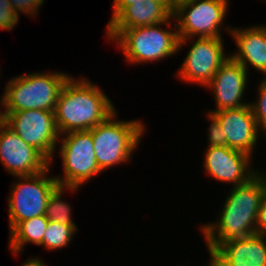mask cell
Here are the masks:
<instances>
[{
  "instance_id": "1",
  "label": "cell",
  "mask_w": 266,
  "mask_h": 266,
  "mask_svg": "<svg viewBox=\"0 0 266 266\" xmlns=\"http://www.w3.org/2000/svg\"><path fill=\"white\" fill-rule=\"evenodd\" d=\"M260 173L243 185L233 186L219 219L201 226L210 255L227 241L255 234L257 214L266 193V175Z\"/></svg>"
},
{
  "instance_id": "2",
  "label": "cell",
  "mask_w": 266,
  "mask_h": 266,
  "mask_svg": "<svg viewBox=\"0 0 266 266\" xmlns=\"http://www.w3.org/2000/svg\"><path fill=\"white\" fill-rule=\"evenodd\" d=\"M116 109L110 98L87 78L72 76L60 91L54 115L59 134L90 130L106 121Z\"/></svg>"
},
{
  "instance_id": "3",
  "label": "cell",
  "mask_w": 266,
  "mask_h": 266,
  "mask_svg": "<svg viewBox=\"0 0 266 266\" xmlns=\"http://www.w3.org/2000/svg\"><path fill=\"white\" fill-rule=\"evenodd\" d=\"M170 19H174L172 15L165 23L156 25L129 28V29H106L108 40L113 39L123 51L126 61L130 64L145 63L159 61L165 57H170L178 53L179 36L177 24L174 26L175 31L162 29L159 26L167 25L172 28Z\"/></svg>"
},
{
  "instance_id": "4",
  "label": "cell",
  "mask_w": 266,
  "mask_h": 266,
  "mask_svg": "<svg viewBox=\"0 0 266 266\" xmlns=\"http://www.w3.org/2000/svg\"><path fill=\"white\" fill-rule=\"evenodd\" d=\"M71 76L62 72L33 73L8 81L2 96V113L40 109L55 111L64 84Z\"/></svg>"
},
{
  "instance_id": "5",
  "label": "cell",
  "mask_w": 266,
  "mask_h": 266,
  "mask_svg": "<svg viewBox=\"0 0 266 266\" xmlns=\"http://www.w3.org/2000/svg\"><path fill=\"white\" fill-rule=\"evenodd\" d=\"M113 113L106 121L89 131L92 133L97 164L104 171L126 163L140 144L145 126L142 121H120Z\"/></svg>"
},
{
  "instance_id": "6",
  "label": "cell",
  "mask_w": 266,
  "mask_h": 266,
  "mask_svg": "<svg viewBox=\"0 0 266 266\" xmlns=\"http://www.w3.org/2000/svg\"><path fill=\"white\" fill-rule=\"evenodd\" d=\"M229 0H186L176 5L173 20L177 21L178 50L195 37H222Z\"/></svg>"
},
{
  "instance_id": "7",
  "label": "cell",
  "mask_w": 266,
  "mask_h": 266,
  "mask_svg": "<svg viewBox=\"0 0 266 266\" xmlns=\"http://www.w3.org/2000/svg\"><path fill=\"white\" fill-rule=\"evenodd\" d=\"M49 167L41 173L16 176L8 198L10 231L19 223L45 215L49 195L58 186L54 177H46ZM21 181V182H20Z\"/></svg>"
},
{
  "instance_id": "8",
  "label": "cell",
  "mask_w": 266,
  "mask_h": 266,
  "mask_svg": "<svg viewBox=\"0 0 266 266\" xmlns=\"http://www.w3.org/2000/svg\"><path fill=\"white\" fill-rule=\"evenodd\" d=\"M65 135H62V140L59 139L62 144L59 154L64 176L55 178L60 186L79 188L102 170L97 164L92 133L89 130L73 131Z\"/></svg>"
},
{
  "instance_id": "9",
  "label": "cell",
  "mask_w": 266,
  "mask_h": 266,
  "mask_svg": "<svg viewBox=\"0 0 266 266\" xmlns=\"http://www.w3.org/2000/svg\"><path fill=\"white\" fill-rule=\"evenodd\" d=\"M2 121L22 140L37 149L50 163L53 162L54 151L61 138L54 111L30 109L2 113Z\"/></svg>"
},
{
  "instance_id": "10",
  "label": "cell",
  "mask_w": 266,
  "mask_h": 266,
  "mask_svg": "<svg viewBox=\"0 0 266 266\" xmlns=\"http://www.w3.org/2000/svg\"><path fill=\"white\" fill-rule=\"evenodd\" d=\"M190 43L192 46L177 76L185 82L206 87L230 55L224 54L222 37H198Z\"/></svg>"
},
{
  "instance_id": "11",
  "label": "cell",
  "mask_w": 266,
  "mask_h": 266,
  "mask_svg": "<svg viewBox=\"0 0 266 266\" xmlns=\"http://www.w3.org/2000/svg\"><path fill=\"white\" fill-rule=\"evenodd\" d=\"M0 162L13 176L33 175L46 170L50 162L0 121Z\"/></svg>"
},
{
  "instance_id": "12",
  "label": "cell",
  "mask_w": 266,
  "mask_h": 266,
  "mask_svg": "<svg viewBox=\"0 0 266 266\" xmlns=\"http://www.w3.org/2000/svg\"><path fill=\"white\" fill-rule=\"evenodd\" d=\"M205 153L206 173L217 181L239 186L247 183L259 173L258 170L250 169L252 157L241 151L227 146H208Z\"/></svg>"
},
{
  "instance_id": "13",
  "label": "cell",
  "mask_w": 266,
  "mask_h": 266,
  "mask_svg": "<svg viewBox=\"0 0 266 266\" xmlns=\"http://www.w3.org/2000/svg\"><path fill=\"white\" fill-rule=\"evenodd\" d=\"M209 113L218 120L224 131L226 146L252 156L260 131L250 105Z\"/></svg>"
},
{
  "instance_id": "14",
  "label": "cell",
  "mask_w": 266,
  "mask_h": 266,
  "mask_svg": "<svg viewBox=\"0 0 266 266\" xmlns=\"http://www.w3.org/2000/svg\"><path fill=\"white\" fill-rule=\"evenodd\" d=\"M247 70L231 56L220 66L206 86L215 94L217 108L210 112L225 109H236L249 102H242L245 88L247 86Z\"/></svg>"
},
{
  "instance_id": "15",
  "label": "cell",
  "mask_w": 266,
  "mask_h": 266,
  "mask_svg": "<svg viewBox=\"0 0 266 266\" xmlns=\"http://www.w3.org/2000/svg\"><path fill=\"white\" fill-rule=\"evenodd\" d=\"M208 266H266V236L254 234L221 244Z\"/></svg>"
},
{
  "instance_id": "16",
  "label": "cell",
  "mask_w": 266,
  "mask_h": 266,
  "mask_svg": "<svg viewBox=\"0 0 266 266\" xmlns=\"http://www.w3.org/2000/svg\"><path fill=\"white\" fill-rule=\"evenodd\" d=\"M236 43L238 51L230 55L239 62L247 71L248 63L266 79V25L244 28H228Z\"/></svg>"
},
{
  "instance_id": "17",
  "label": "cell",
  "mask_w": 266,
  "mask_h": 266,
  "mask_svg": "<svg viewBox=\"0 0 266 266\" xmlns=\"http://www.w3.org/2000/svg\"><path fill=\"white\" fill-rule=\"evenodd\" d=\"M172 13L157 0L133 2L106 29H129L165 23Z\"/></svg>"
},
{
  "instance_id": "18",
  "label": "cell",
  "mask_w": 266,
  "mask_h": 266,
  "mask_svg": "<svg viewBox=\"0 0 266 266\" xmlns=\"http://www.w3.org/2000/svg\"><path fill=\"white\" fill-rule=\"evenodd\" d=\"M48 219L45 215L34 217L19 222L11 231L9 246L13 253L18 254L23 250V245L34 243L40 245L47 228Z\"/></svg>"
},
{
  "instance_id": "19",
  "label": "cell",
  "mask_w": 266,
  "mask_h": 266,
  "mask_svg": "<svg viewBox=\"0 0 266 266\" xmlns=\"http://www.w3.org/2000/svg\"><path fill=\"white\" fill-rule=\"evenodd\" d=\"M77 189L79 188L58 185L49 195L45 217L49 221H55L67 225H76L71 217V207L67 202L62 201L61 194L63 195L66 190H70L72 192Z\"/></svg>"
},
{
  "instance_id": "20",
  "label": "cell",
  "mask_w": 266,
  "mask_h": 266,
  "mask_svg": "<svg viewBox=\"0 0 266 266\" xmlns=\"http://www.w3.org/2000/svg\"><path fill=\"white\" fill-rule=\"evenodd\" d=\"M77 230L76 225L61 224L55 221H48L42 243L39 246L47 250H58L70 244L72 236Z\"/></svg>"
},
{
  "instance_id": "21",
  "label": "cell",
  "mask_w": 266,
  "mask_h": 266,
  "mask_svg": "<svg viewBox=\"0 0 266 266\" xmlns=\"http://www.w3.org/2000/svg\"><path fill=\"white\" fill-rule=\"evenodd\" d=\"M258 86L259 96L257 101L249 103L259 130H263L266 135V79L260 81Z\"/></svg>"
},
{
  "instance_id": "22",
  "label": "cell",
  "mask_w": 266,
  "mask_h": 266,
  "mask_svg": "<svg viewBox=\"0 0 266 266\" xmlns=\"http://www.w3.org/2000/svg\"><path fill=\"white\" fill-rule=\"evenodd\" d=\"M19 15L12 9L9 0H0V29L13 30L18 23Z\"/></svg>"
},
{
  "instance_id": "23",
  "label": "cell",
  "mask_w": 266,
  "mask_h": 266,
  "mask_svg": "<svg viewBox=\"0 0 266 266\" xmlns=\"http://www.w3.org/2000/svg\"><path fill=\"white\" fill-rule=\"evenodd\" d=\"M209 120L211 121L208 135L209 147L212 146H226V137H223V130L218 120L211 114L207 113Z\"/></svg>"
},
{
  "instance_id": "24",
  "label": "cell",
  "mask_w": 266,
  "mask_h": 266,
  "mask_svg": "<svg viewBox=\"0 0 266 266\" xmlns=\"http://www.w3.org/2000/svg\"><path fill=\"white\" fill-rule=\"evenodd\" d=\"M12 9L18 15L21 12L28 15H36L44 0H9Z\"/></svg>"
},
{
  "instance_id": "25",
  "label": "cell",
  "mask_w": 266,
  "mask_h": 266,
  "mask_svg": "<svg viewBox=\"0 0 266 266\" xmlns=\"http://www.w3.org/2000/svg\"><path fill=\"white\" fill-rule=\"evenodd\" d=\"M145 1V0H114L112 18L110 19L108 25L127 7L133 4V2ZM163 4L172 14L175 12L176 4L173 0H157Z\"/></svg>"
},
{
  "instance_id": "26",
  "label": "cell",
  "mask_w": 266,
  "mask_h": 266,
  "mask_svg": "<svg viewBox=\"0 0 266 266\" xmlns=\"http://www.w3.org/2000/svg\"><path fill=\"white\" fill-rule=\"evenodd\" d=\"M255 234L266 236V193L257 214Z\"/></svg>"
},
{
  "instance_id": "27",
  "label": "cell",
  "mask_w": 266,
  "mask_h": 266,
  "mask_svg": "<svg viewBox=\"0 0 266 266\" xmlns=\"http://www.w3.org/2000/svg\"><path fill=\"white\" fill-rule=\"evenodd\" d=\"M40 260L41 259L39 258H31V259L29 258V260H27V262H24L22 266H47Z\"/></svg>"
},
{
  "instance_id": "28",
  "label": "cell",
  "mask_w": 266,
  "mask_h": 266,
  "mask_svg": "<svg viewBox=\"0 0 266 266\" xmlns=\"http://www.w3.org/2000/svg\"><path fill=\"white\" fill-rule=\"evenodd\" d=\"M182 1H186V0H173V2L177 5L178 3L182 2Z\"/></svg>"
},
{
  "instance_id": "29",
  "label": "cell",
  "mask_w": 266,
  "mask_h": 266,
  "mask_svg": "<svg viewBox=\"0 0 266 266\" xmlns=\"http://www.w3.org/2000/svg\"><path fill=\"white\" fill-rule=\"evenodd\" d=\"M2 120V111H0V121Z\"/></svg>"
}]
</instances>
